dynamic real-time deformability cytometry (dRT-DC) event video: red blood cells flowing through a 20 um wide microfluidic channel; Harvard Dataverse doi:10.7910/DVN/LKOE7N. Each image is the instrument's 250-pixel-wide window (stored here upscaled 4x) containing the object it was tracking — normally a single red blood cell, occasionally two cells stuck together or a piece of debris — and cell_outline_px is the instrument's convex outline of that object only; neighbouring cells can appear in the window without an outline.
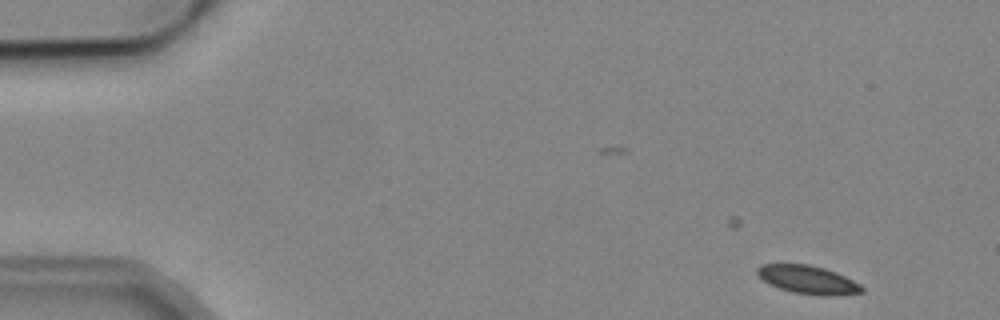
{"species": "common noctule bat (a hibernating species)", "species_latin": "Nyctalus noctula", "temperature_condition": "cold", "stored_images_in_passage": 4, "camera_frame_rate_fps": 3000, "um_per_image_px": 0.085, "animal": {"sex": "male", "body_mass_g": 19.2, "forearm_length_mm": 51.8}, "frame": {"image": 1, "passage_image": 1, "time_ms": 0.0, "image_size_px": [1000, 320], "cell_outline_px": [[864, 292], [832, 296], [828, 296], [792, 292], [780, 288], [764, 280], [756, 272], [756, 268], [760, 264], [808, 264], [824, 268], [836, 272], [860, 284], [864, 288]], "centroid_in_image_um": [68.69, 23.77], "position_along_channel_um": 16.3, "area_um2": 17.05}}